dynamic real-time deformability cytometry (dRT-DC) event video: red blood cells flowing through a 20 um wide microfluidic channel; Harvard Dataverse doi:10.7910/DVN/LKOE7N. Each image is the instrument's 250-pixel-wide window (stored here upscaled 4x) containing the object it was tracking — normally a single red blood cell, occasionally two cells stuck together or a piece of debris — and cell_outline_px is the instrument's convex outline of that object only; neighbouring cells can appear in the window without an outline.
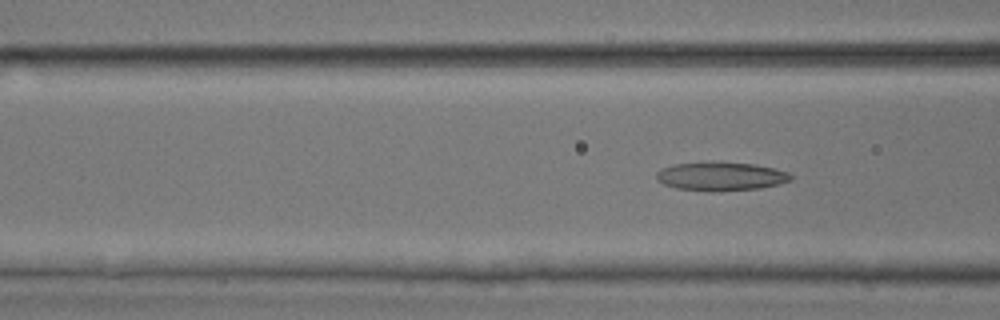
{"species": "common noctule bat (a hibernating species)", "species_latin": "Nyctalus noctula", "temperature_condition": "room temperature", "stored_images_in_passage": 4, "camera_frame_rate_fps": 3000, "um_per_image_px": 0.085, "animal": {"sex": "male", "body_mass_g": 17.9, "forearm_length_mm": 54.2}, "frame": {"image": 1, "passage_image": 4, "time_ms": 1.0, "image_size_px": [1000, 320], "cell_outline_px": [[792, 180], [760, 188], [712, 192], [708, 192], [676, 188], [664, 184], [656, 180], [656, 172], [664, 168], [676, 164], [756, 164], [788, 172], [792, 176]], "centroid_in_image_um": [61.27, 15.03], "position_along_channel_um": 105.3, "area_um2": 21.68}}